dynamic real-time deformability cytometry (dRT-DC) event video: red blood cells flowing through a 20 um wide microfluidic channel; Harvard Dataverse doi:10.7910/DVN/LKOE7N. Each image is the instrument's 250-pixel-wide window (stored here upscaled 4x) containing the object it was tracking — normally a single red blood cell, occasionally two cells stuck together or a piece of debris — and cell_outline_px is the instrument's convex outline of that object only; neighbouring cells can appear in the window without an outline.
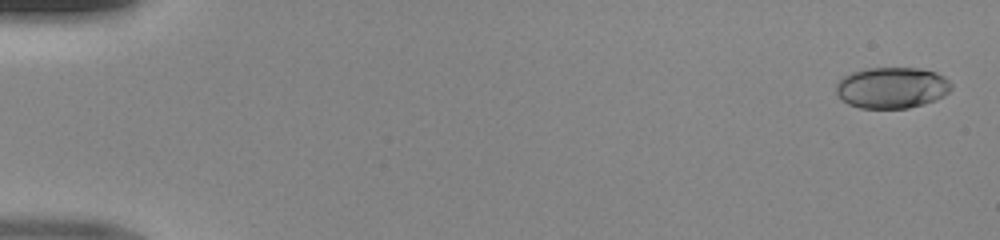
{"species": "human", "species_latin": "Homo sapiens", "temperature_condition": "room temperature", "stored_images_in_passage": 49, "camera_frame_rate_fps": 3000, "um_per_image_px": 0.085, "donor": {"sex": "male"}, "frame": {"image": 1, "passage_image": 2, "time_ms": 0.333, "image_size_px": [1000, 240], "cell_outline_px": [[952, 88], [944, 96], [936, 100], [924, 104], [908, 108], [860, 108], [848, 104], [836, 92], [836, 84], [844, 76], [852, 72], [868, 68], [920, 68], [936, 72], [944, 76], [952, 84]], "centroid_in_image_um": [75.84, 7.45], "position_along_channel_um": 9.2, "area_um2": 27.69}}
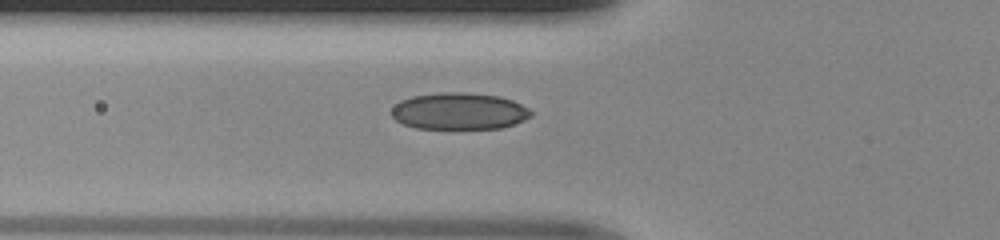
{"frame": {"image": 2, "passage_image": 19, "time_ms": 6.0, "image_size_px": [1000, 240], "cell_outline_px": [[532, 116], [516, 124], [500, 128], [416, 128], [404, 124], [396, 120], [392, 116], [392, 108], [400, 100], [412, 96], [448, 92], [460, 92], [500, 96], [512, 100], [528, 108], [532, 112]], "centroid_in_image_um": [39.05, 9.45], "position_along_channel_um": 86.8, "area_um2": 29.71}}
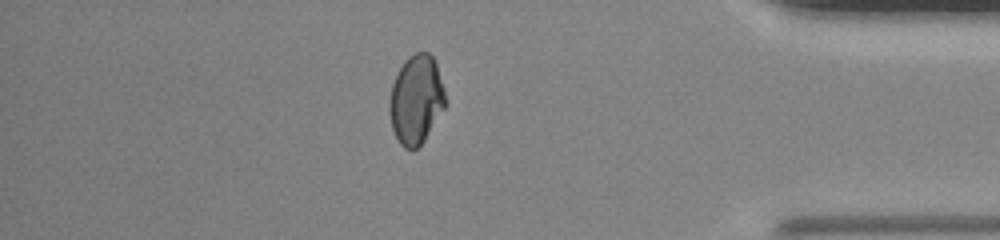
{"frame": {"image": 3, "passage_image": 43, "time_ms": 14.0, "image_size_px": [1000, 240], "cell_outline_px": [[448, 104], [424, 140], [416, 148], [404, 148], [400, 144], [392, 128], [388, 108], [388, 104], [392, 84], [404, 60], [408, 56], [416, 52], [428, 52], [432, 56], [436, 64], [444, 88]], "centroid_in_image_um": [35.38, 8.46], "position_along_channel_um": 399.8, "area_um2": 29.07}}